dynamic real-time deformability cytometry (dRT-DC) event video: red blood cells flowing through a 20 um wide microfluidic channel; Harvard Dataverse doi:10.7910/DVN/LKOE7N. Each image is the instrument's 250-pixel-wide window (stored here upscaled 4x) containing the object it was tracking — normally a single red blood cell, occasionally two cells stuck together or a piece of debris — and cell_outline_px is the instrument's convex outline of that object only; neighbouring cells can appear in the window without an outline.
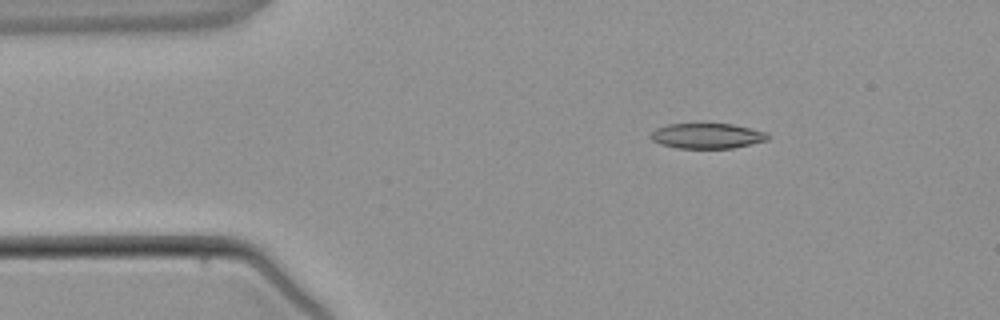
{"species": "common noctule bat (a hibernating species)", "species_latin": "Nyctalus noctula", "temperature_condition": "warm", "stored_images_in_passage": 4, "segment_of_instrument_passage": [2, 2], "camera_frame_rate_fps": 3000, "um_per_image_px": 0.085, "animal": {"sex": "male", "body_mass_g": 21.5, "forearm_length_mm": 52.0}, "frame": {"image": 1, "passage_image": 4, "time_ms": 4.667, "image_size_px": [1000, 320], "cell_outline_px": [[768, 140], [732, 148], [676, 148], [660, 144], [652, 140], [648, 136], [656, 128], [668, 124], [732, 124], [768, 132]], "centroid_in_image_um": [60.08, 11.55], "position_along_channel_um": 24.9, "area_um2": 17.22}}